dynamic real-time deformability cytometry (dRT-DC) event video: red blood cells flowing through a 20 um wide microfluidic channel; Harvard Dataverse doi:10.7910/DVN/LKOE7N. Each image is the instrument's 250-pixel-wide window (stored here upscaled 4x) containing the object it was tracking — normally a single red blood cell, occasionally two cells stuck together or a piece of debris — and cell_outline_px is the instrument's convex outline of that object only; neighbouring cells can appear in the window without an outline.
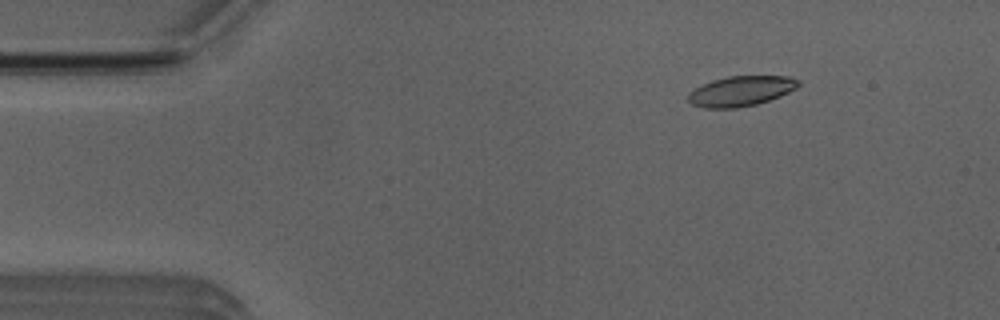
{"species": "Egyptian fruit bat (a non-hibernating species)", "species_latin": "Rousettus aegyptiacus", "temperature_condition": "room temperature", "stored_images_in_passage": 14, "camera_frame_rate_fps": 3000, "um_per_image_px": 0.085, "animal": {"sex": "male"}, "frame": {"image": 1, "passage_image": 3, "time_ms": 0.667, "image_size_px": [1000, 320], "cell_outline_px": [[800, 84], [796, 88], [780, 96], [756, 104], [736, 108], [704, 108], [692, 104], [688, 100], [688, 92], [712, 80], [728, 76], [788, 76], [800, 80]], "centroid_in_image_um": [62.98, 7.74], "position_along_channel_um": 22.0, "area_um2": 19.25}}